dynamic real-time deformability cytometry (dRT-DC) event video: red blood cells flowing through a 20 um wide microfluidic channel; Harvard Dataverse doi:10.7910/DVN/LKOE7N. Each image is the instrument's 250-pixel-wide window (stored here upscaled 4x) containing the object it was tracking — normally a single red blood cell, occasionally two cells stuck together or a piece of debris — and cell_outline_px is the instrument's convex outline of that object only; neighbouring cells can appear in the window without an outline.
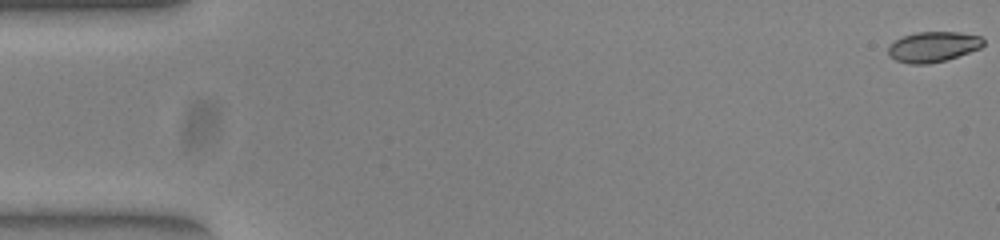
{"species": "common noctule bat (a hibernating species)", "species_latin": "Nyctalus noctula", "temperature_condition": "warm", "stored_images_in_passage": 53, "camera_frame_rate_fps": 3000, "um_per_image_px": 0.085, "animal": {"sex": "female", "body_mass_g": 23.0, "forearm_length_mm": 53.4}, "frame": {"image": 1, "passage_image": 1, "time_ms": 0.0, "image_size_px": [1000, 240], "cell_outline_px": [[984, 44], [980, 48], [944, 60], [928, 64], [908, 64], [896, 60], [888, 52], [888, 48], [896, 40], [904, 36], [916, 32], [960, 32], [980, 36], [984, 40]], "centroid_in_image_um": [79.33, 3.97], "position_along_channel_um": 5.7, "area_um2": 16.53}}
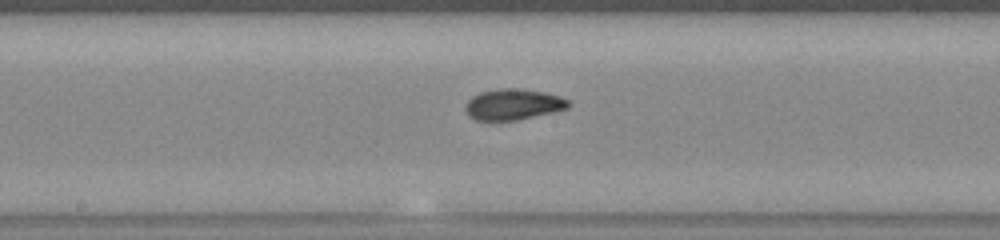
{"frame": {"image": 2, "passage_image": 28, "time_ms": 9.0, "image_size_px": [1000, 240], "cell_outline_px": [[572, 104], [568, 108], [552, 112], [516, 120], [476, 120], [468, 116], [464, 108], [468, 100], [472, 96], [480, 92], [500, 88], [516, 88], [544, 92], [560, 96], [568, 100]], "centroid_in_image_um": [43.61, 8.87], "position_along_channel_um": 204.6, "area_um2": 18.55}}
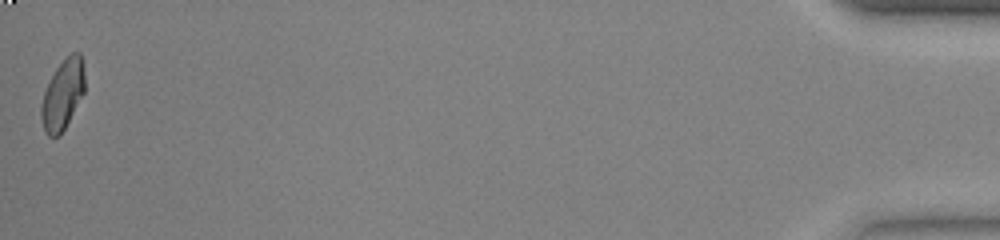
{"frame": {"image": 3, "passage_image": 53, "time_ms": 17.333, "image_size_px": [1000, 240], "cell_outline_px": [[84, 92], [60, 136], [48, 136], [44, 132], [40, 116], [40, 108], [44, 92], [56, 68], [72, 52], [80, 52], [84, 64]], "centroid_in_image_um": [5.32, 8.05], "position_along_channel_um": 429.9, "area_um2": 17.57}, "authors_computed_cell_mechanics": {"area_um2": 17.7446, "velocity_mm_per_s": 3.9171, "shape_relaxation_time_tau1_ms": 4.3004, "shape_relaxation_time_tau2_ms": 1.7724, "deformation_change_tau1": 0.1586, "deformation_change_tau2": 0.0588}}